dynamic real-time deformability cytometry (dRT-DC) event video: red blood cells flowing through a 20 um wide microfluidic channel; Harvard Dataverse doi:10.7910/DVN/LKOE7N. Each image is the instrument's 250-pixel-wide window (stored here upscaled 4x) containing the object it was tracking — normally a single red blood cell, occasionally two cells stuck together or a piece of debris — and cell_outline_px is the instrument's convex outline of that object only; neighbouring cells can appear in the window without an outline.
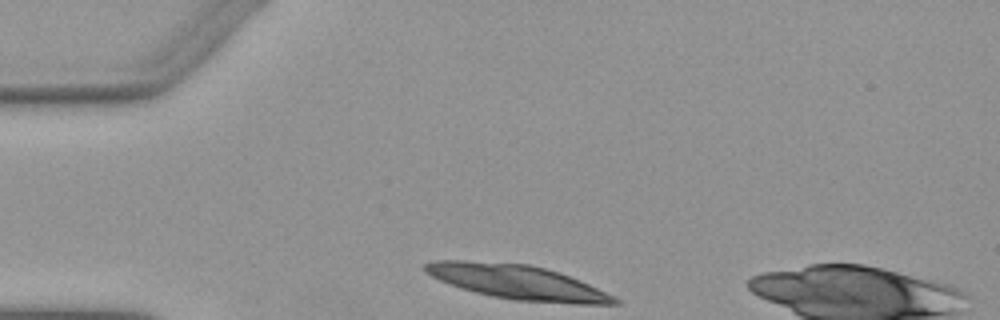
{"species": "Egyptian fruit bat (a non-hibernating species)", "species_latin": "Rousettus aegyptiacus", "temperature_condition": "warm", "stored_images_in_passage": 30, "camera_frame_rate_fps": 3000, "um_per_image_px": 0.085, "animal": {"sex": "female"}, "frame": {"image": 1, "passage_image": 1, "time_ms": 0.0, "image_size_px": [1000, 320], "cell_outline_px": [[620, 304], [572, 304], [512, 300], [492, 296], [460, 288], [448, 284], [424, 272], [420, 268], [424, 264], [432, 260], [464, 260], [528, 264], [544, 268], [580, 280], [620, 300]], "centroid_in_image_um": [43.91, 23.98], "position_along_channel_um": 41.1, "area_um2": 37.8}}